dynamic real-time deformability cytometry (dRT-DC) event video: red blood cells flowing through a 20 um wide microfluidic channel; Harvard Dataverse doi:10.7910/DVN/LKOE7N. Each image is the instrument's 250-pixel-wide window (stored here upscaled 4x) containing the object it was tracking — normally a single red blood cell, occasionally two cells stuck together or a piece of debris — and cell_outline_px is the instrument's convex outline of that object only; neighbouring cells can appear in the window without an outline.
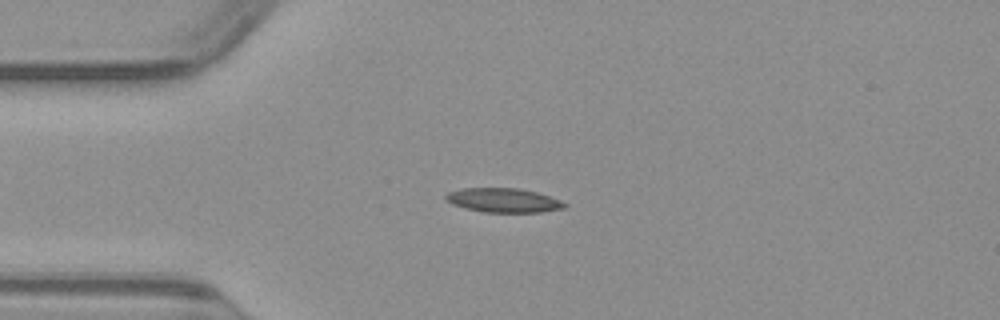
{"species": "common noctule bat (a hibernating species)", "species_latin": "Nyctalus noctula", "temperature_condition": "warm", "stored_images_in_passage": 48, "camera_frame_rate_fps": 3000, "um_per_image_px": 0.085, "animal": {"sex": "male", "body_mass_g": 23.1, "forearm_length_mm": 52.7}, "frame": {"image": 1, "passage_image": 11, "time_ms": 3.333, "image_size_px": [1000, 320], "cell_outline_px": [[568, 204], [564, 208], [540, 212], [484, 212], [464, 208], [452, 204], [444, 200], [444, 196], [448, 192], [464, 188], [520, 188], [536, 192], [560, 200]], "centroid_in_image_um": [42.76, 17.02], "position_along_channel_um": 42.2, "area_um2": 16.76}}
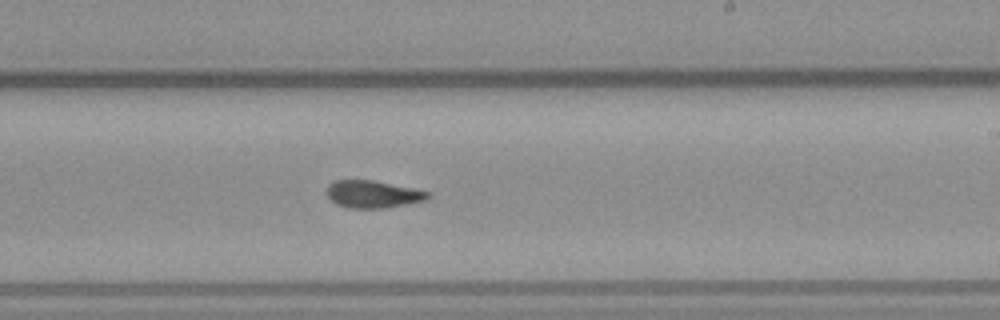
{"frame": {"image": 2, "passage_image": 28, "time_ms": 9.0, "image_size_px": [1000, 320], "cell_outline_px": [[432, 196], [428, 200], [384, 208], [348, 208], [336, 204], [328, 196], [328, 184], [336, 180], [376, 180], [412, 188], [428, 192]], "centroid_in_image_um": [31.72, 16.5], "position_along_channel_um": 257.3, "area_um2": 16.13}}
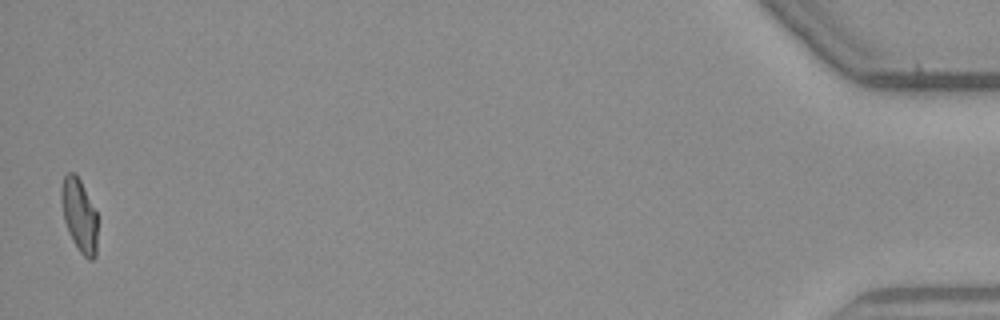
{"frame": {"image": 3, "passage_image": 48, "time_ms": 15.667, "image_size_px": [1000, 320], "cell_outline_px": [[96, 256], [92, 260], [88, 260], [80, 252], [72, 240], [68, 232], [64, 220], [60, 200], [60, 188], [64, 176], [68, 172], [76, 172], [96, 212]], "centroid_in_image_um": [6.7, 18.28], "position_along_channel_um": 428.5, "area_um2": 15.43}}